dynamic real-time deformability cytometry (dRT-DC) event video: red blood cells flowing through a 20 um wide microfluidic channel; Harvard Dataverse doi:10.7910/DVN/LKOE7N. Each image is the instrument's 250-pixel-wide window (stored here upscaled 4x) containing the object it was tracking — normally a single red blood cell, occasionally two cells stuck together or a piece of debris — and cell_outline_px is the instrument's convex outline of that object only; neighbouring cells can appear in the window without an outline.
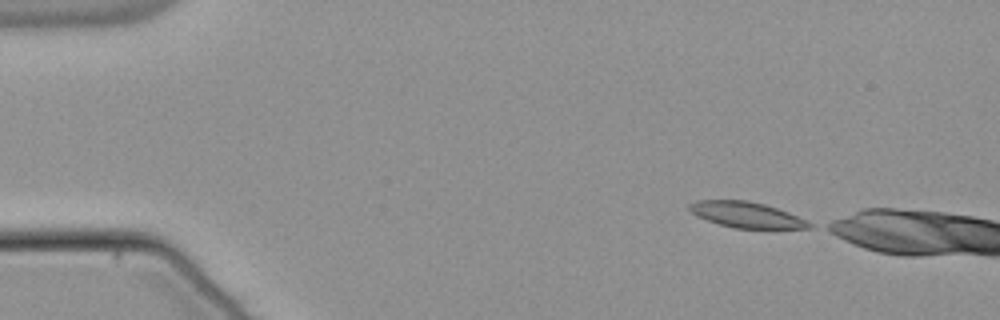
{"species": "common noctule bat (a hibernating species)", "species_latin": "Nyctalus noctula", "temperature_condition": "warm", "stored_images_in_passage": 49, "camera_frame_rate_fps": 3000, "um_per_image_px": 0.085, "animal": {"sex": "male", "body_mass_g": 21.5, "forearm_length_mm": 52.0}, "frame": {"image": 1, "passage_image": 1, "time_ms": 0.0, "image_size_px": [1000, 320], "cell_outline_px": [[816, 224], [812, 228], [732, 228], [696, 216], [688, 208], [688, 204], [696, 200], [748, 200], [764, 204], [788, 212], [808, 220]], "centroid_in_image_um": [63.48, 18.25], "position_along_channel_um": 21.5, "area_um2": 18.03}}
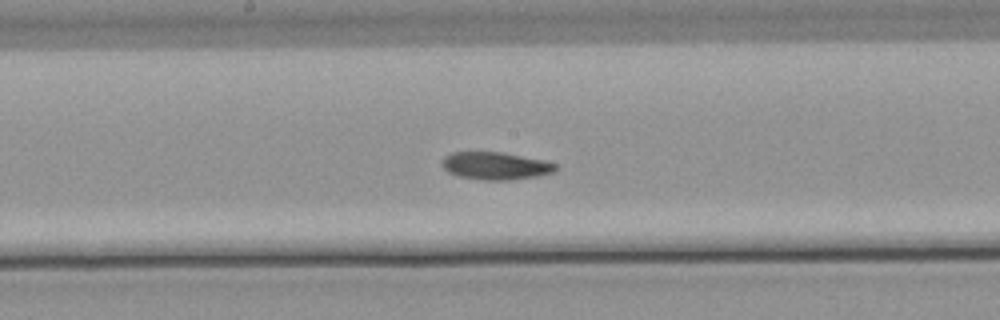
{"frame": {"image": 2, "passage_image": 23, "time_ms": 7.333, "image_size_px": [1000, 320], "cell_outline_px": [[560, 168], [552, 172], [536, 176], [512, 180], [484, 180], [456, 176], [448, 172], [440, 164], [444, 156], [452, 152], [500, 152], [544, 160], [556, 164]], "centroid_in_image_um": [42.09, 14.1], "position_along_channel_um": 206.1, "area_um2": 18.32}}
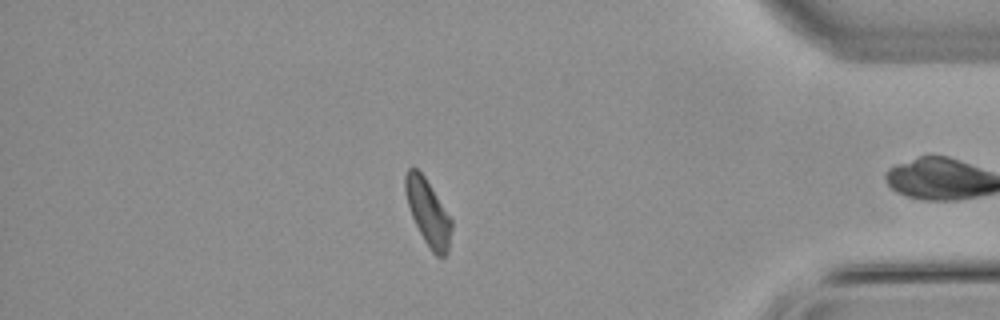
{"frame": {"image": 3, "passage_image": 41, "time_ms": 13.333, "image_size_px": [1000, 320], "cell_outline_px": [[452, 228], [448, 252], [444, 256], [436, 256], [432, 252], [424, 240], [412, 216], [408, 204], [404, 188], [404, 176], [408, 168], [416, 168], [424, 176], [452, 220]], "centroid_in_image_um": [36.38, 18.06], "position_along_channel_um": 398.8, "area_um2": 17.46}, "authors_computed_cell_mechanics": {"area_um2": 18.3226, "velocity_mm_per_s": 3.7874, "shape_relaxation_time_tau1_ms": 9.0946, "shape_relaxation_time_tau2_ms": 5.8441, "deformation_change_tau1": 0.1644, "deformation_change_tau2": 0.1158}}